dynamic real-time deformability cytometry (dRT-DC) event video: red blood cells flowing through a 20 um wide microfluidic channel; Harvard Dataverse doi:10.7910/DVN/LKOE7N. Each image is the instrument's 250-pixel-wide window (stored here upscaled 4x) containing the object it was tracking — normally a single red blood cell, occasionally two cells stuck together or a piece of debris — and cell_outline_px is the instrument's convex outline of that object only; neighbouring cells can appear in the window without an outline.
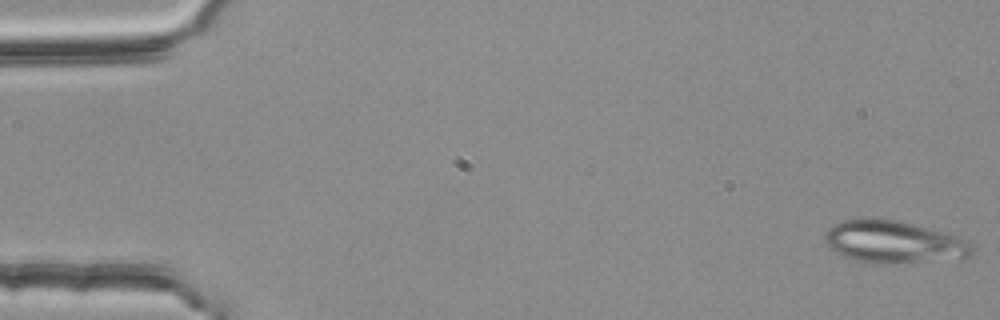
{"species": "common noctule bat (a hibernating species)", "species_latin": "Nyctalus noctula", "temperature_condition": "room temperature", "stored_images_in_passage": 16, "camera_frame_rate_fps": 3000, "um_per_image_px": 0.085, "animal": {"sex": "female", "body_mass_g": 25.1}, "frame": {"image": 1, "passage_image": 1, "time_ms": 0.0, "image_size_px": [1000, 320], "cell_outline_px": [[972, 252], [968, 260], [896, 264], [884, 264], [856, 260], [844, 256], [828, 248], [824, 240], [824, 236], [828, 228], [840, 220], [860, 216], [876, 216], [896, 220], [944, 232], [968, 240], [972, 244]], "centroid_in_image_um": [75.99, 20.57], "position_along_channel_um": 9.0, "area_um2": 37.74}}